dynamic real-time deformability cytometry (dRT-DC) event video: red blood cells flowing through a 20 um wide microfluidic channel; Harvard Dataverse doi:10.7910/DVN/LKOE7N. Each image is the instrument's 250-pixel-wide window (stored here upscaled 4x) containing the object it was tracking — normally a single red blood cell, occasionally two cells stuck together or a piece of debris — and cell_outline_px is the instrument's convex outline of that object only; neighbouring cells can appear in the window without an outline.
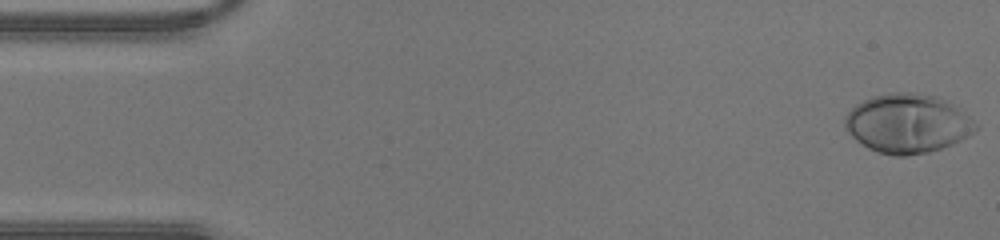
{"species": "human", "species_latin": "Homo sapiens", "temperature_condition": "warm", "stored_images_in_passage": 43, "camera_frame_rate_fps": 3000, "um_per_image_px": 0.085, "donor": {"sex": "male"}, "frame": {"image": 1, "passage_image": 1, "time_ms": 0.0, "image_size_px": [1000, 240], "cell_outline_px": [[980, 128], [960, 140], [952, 144], [928, 152], [904, 156], [892, 156], [876, 152], [868, 148], [856, 140], [852, 136], [844, 124], [844, 120], [848, 112], [856, 104], [872, 96], [892, 92], [916, 92], [936, 96], [952, 104], [968, 116]], "centroid_in_image_um": [77.12, 10.5], "position_along_channel_um": 7.9, "area_um2": 44.8}}
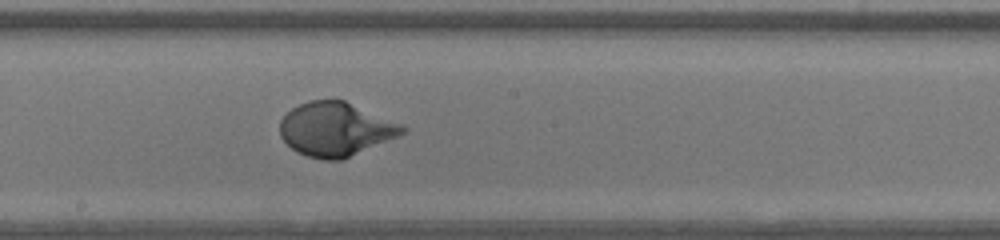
{"frame": {"image": 2, "passage_image": 23, "time_ms": 7.333, "image_size_px": [1000, 240], "cell_outline_px": [[408, 128], [404, 132], [396, 136], [340, 160], [324, 160], [308, 156], [296, 152], [280, 136], [280, 120], [292, 108], [308, 100], [344, 100], [404, 124]], "centroid_in_image_um": [28.51, 10.96], "position_along_channel_um": 219.7, "area_um2": 38.03}}
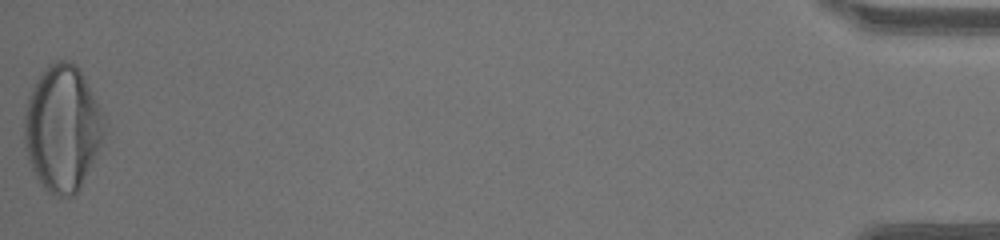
{"frame": {"image": 3, "passage_image": 43, "time_ms": 14.0, "image_size_px": [1000, 240], "cell_outline_px": [[104, 132], [100, 144], [80, 188], [72, 196], [56, 196], [48, 192], [40, 184], [28, 160], [24, 144], [24, 116], [28, 96], [36, 80], [44, 68], [48, 64], [56, 60], [68, 60], [76, 64], [80, 68], [104, 116]], "centroid_in_image_um": [5.27, 10.88], "position_along_channel_um": 429.9, "area_um2": 58.55}}